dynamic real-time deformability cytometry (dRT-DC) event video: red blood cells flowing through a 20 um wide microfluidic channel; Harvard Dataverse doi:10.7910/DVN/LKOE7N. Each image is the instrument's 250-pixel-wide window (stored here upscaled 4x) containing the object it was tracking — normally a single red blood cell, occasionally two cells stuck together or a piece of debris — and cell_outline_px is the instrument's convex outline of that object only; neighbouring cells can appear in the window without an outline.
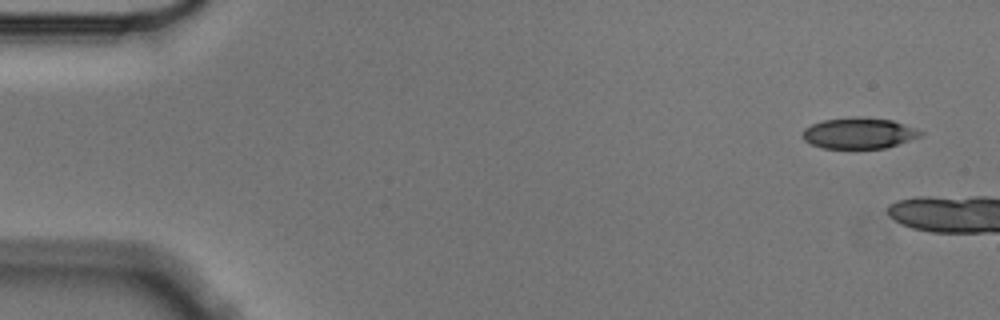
{"species": "Egyptian fruit bat (a non-hibernating species)", "species_latin": "Rousettus aegyptiacus", "temperature_condition": "cold", "stored_images_in_passage": 3, "camera_frame_rate_fps": 3000, "um_per_image_px": 0.085, "animal": {"sex": "male"}, "frame": {"image": 1, "passage_image": 1, "time_ms": 0.0, "image_size_px": [1000, 320], "cell_outline_px": [[924, 132], [920, 136], [884, 148], [820, 148], [804, 140], [804, 128], [812, 124], [824, 120], [856, 116], [892, 120], [916, 128]], "centroid_in_image_um": [73.0, 11.31], "position_along_channel_um": 12.0, "area_um2": 21.04}}